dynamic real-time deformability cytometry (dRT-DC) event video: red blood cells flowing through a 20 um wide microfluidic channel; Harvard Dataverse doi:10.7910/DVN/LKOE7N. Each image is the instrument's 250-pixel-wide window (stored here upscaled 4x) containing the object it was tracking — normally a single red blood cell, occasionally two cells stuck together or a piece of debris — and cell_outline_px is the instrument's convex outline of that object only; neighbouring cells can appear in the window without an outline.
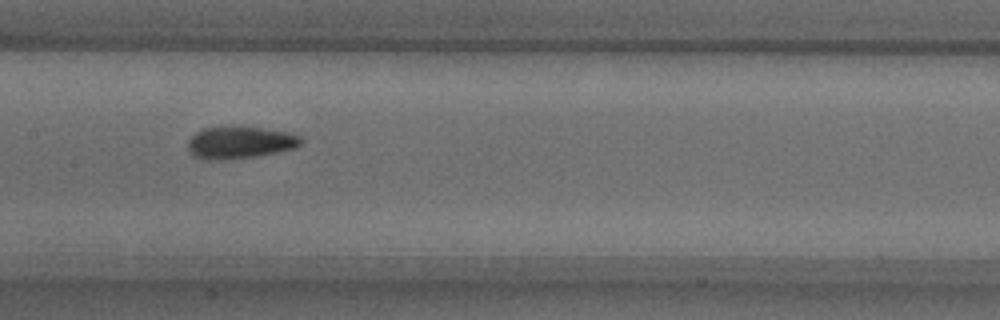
{"species": "common noctule bat (a hibernating species)", "species_latin": "Nyctalus noctula", "temperature_condition": "warm", "stored_images_in_passage": 52, "camera_frame_rate_fps": 3000, "um_per_image_px": 0.085, "animal": {"sex": "male", "body_mass_g": 18.8}, "frame": {"image": 1, "passage_image": 25, "time_ms": 8.0, "image_size_px": [1000, 320], "cell_outline_px": [[304, 140], [296, 148], [256, 156], [220, 160], [204, 160], [192, 156], [188, 148], [188, 140], [196, 132], [204, 128], [224, 124], [232, 124], [288, 132], [300, 136]], "centroid_in_image_um": [20.35, 12.08], "position_along_channel_um": 187.0, "area_um2": 21.79}}
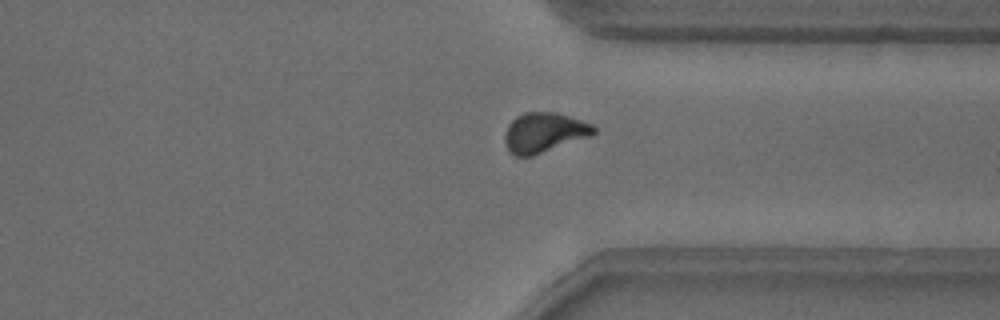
{"frame": {"image": 2, "passage_image": 39, "time_ms": 12.667, "image_size_px": [1000, 320], "cell_outline_px": [[596, 132], [592, 136], [532, 156], [516, 156], [508, 148], [504, 140], [504, 136], [508, 124], [516, 116], [524, 112], [556, 112], [592, 124], [596, 128]], "centroid_in_image_um": [46.26, 11.26], "position_along_channel_um": 365.1, "area_um2": 20.63}}
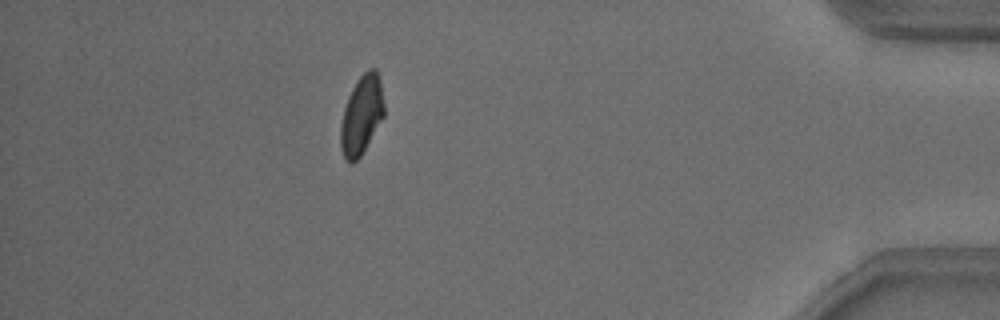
{"frame": {"image": 3, "passage_image": 46, "time_ms": 15.0, "image_size_px": [1000, 320], "cell_outline_px": [[384, 116], [360, 156], [352, 164], [344, 160], [340, 148], [340, 124], [344, 108], [348, 96], [356, 80], [368, 68], [376, 68], [380, 80], [384, 104]], "centroid_in_image_um": [30.71, 9.77], "position_along_channel_um": 404.5, "area_um2": 20.11}, "authors_computed_cell_mechanics": {"area_um2": 20.3745, "velocity_mm_per_s": 3.8417, "shape_relaxation_time_tau1_ms": 3.8373, "shape_relaxation_time_tau2_ms": 2.2768, "deformation_change_tau1": 0.1257, "deformation_change_tau2": 0.079}}